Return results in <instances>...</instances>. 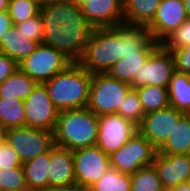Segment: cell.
Segmentation results:
<instances>
[{"mask_svg": "<svg viewBox=\"0 0 190 191\" xmlns=\"http://www.w3.org/2000/svg\"><path fill=\"white\" fill-rule=\"evenodd\" d=\"M40 14L44 25L42 43L78 62L93 30L81 8L70 0H51L40 9Z\"/></svg>", "mask_w": 190, "mask_h": 191, "instance_id": "6da1fadb", "label": "cell"}, {"mask_svg": "<svg viewBox=\"0 0 190 191\" xmlns=\"http://www.w3.org/2000/svg\"><path fill=\"white\" fill-rule=\"evenodd\" d=\"M93 74L78 62L43 83L58 111L86 108Z\"/></svg>", "mask_w": 190, "mask_h": 191, "instance_id": "7a4b0ae2", "label": "cell"}, {"mask_svg": "<svg viewBox=\"0 0 190 191\" xmlns=\"http://www.w3.org/2000/svg\"><path fill=\"white\" fill-rule=\"evenodd\" d=\"M54 134L56 146L75 151L95 146L98 116L86 108L59 111Z\"/></svg>", "mask_w": 190, "mask_h": 191, "instance_id": "3957f363", "label": "cell"}, {"mask_svg": "<svg viewBox=\"0 0 190 191\" xmlns=\"http://www.w3.org/2000/svg\"><path fill=\"white\" fill-rule=\"evenodd\" d=\"M124 57V43L119 26L93 28L78 63L91 74L106 73Z\"/></svg>", "mask_w": 190, "mask_h": 191, "instance_id": "277c9868", "label": "cell"}, {"mask_svg": "<svg viewBox=\"0 0 190 191\" xmlns=\"http://www.w3.org/2000/svg\"><path fill=\"white\" fill-rule=\"evenodd\" d=\"M130 89L129 84L116 80L107 73L93 74L87 108L97 116L117 113Z\"/></svg>", "mask_w": 190, "mask_h": 191, "instance_id": "5b68a950", "label": "cell"}, {"mask_svg": "<svg viewBox=\"0 0 190 191\" xmlns=\"http://www.w3.org/2000/svg\"><path fill=\"white\" fill-rule=\"evenodd\" d=\"M71 63L62 52L40 43L35 51L18 63V68L38 84L64 71Z\"/></svg>", "mask_w": 190, "mask_h": 191, "instance_id": "8992f818", "label": "cell"}, {"mask_svg": "<svg viewBox=\"0 0 190 191\" xmlns=\"http://www.w3.org/2000/svg\"><path fill=\"white\" fill-rule=\"evenodd\" d=\"M158 150L139 132L117 151L109 155L110 165L121 173L132 175L138 169L151 166Z\"/></svg>", "mask_w": 190, "mask_h": 191, "instance_id": "52a82bcc", "label": "cell"}, {"mask_svg": "<svg viewBox=\"0 0 190 191\" xmlns=\"http://www.w3.org/2000/svg\"><path fill=\"white\" fill-rule=\"evenodd\" d=\"M5 141L18 153L22 164L55 146L53 132L32 127L6 129Z\"/></svg>", "mask_w": 190, "mask_h": 191, "instance_id": "ba28073f", "label": "cell"}, {"mask_svg": "<svg viewBox=\"0 0 190 191\" xmlns=\"http://www.w3.org/2000/svg\"><path fill=\"white\" fill-rule=\"evenodd\" d=\"M175 71L174 56L171 51L159 45L148 57L137 73H135L131 89L144 85L168 88Z\"/></svg>", "mask_w": 190, "mask_h": 191, "instance_id": "9c48e42d", "label": "cell"}, {"mask_svg": "<svg viewBox=\"0 0 190 191\" xmlns=\"http://www.w3.org/2000/svg\"><path fill=\"white\" fill-rule=\"evenodd\" d=\"M26 127L54 132L59 111L44 84H36L24 100Z\"/></svg>", "mask_w": 190, "mask_h": 191, "instance_id": "30bf717a", "label": "cell"}, {"mask_svg": "<svg viewBox=\"0 0 190 191\" xmlns=\"http://www.w3.org/2000/svg\"><path fill=\"white\" fill-rule=\"evenodd\" d=\"M137 132V125L119 114L101 115L98 116L96 145L103 152L110 155L123 146Z\"/></svg>", "mask_w": 190, "mask_h": 191, "instance_id": "8fae6325", "label": "cell"}, {"mask_svg": "<svg viewBox=\"0 0 190 191\" xmlns=\"http://www.w3.org/2000/svg\"><path fill=\"white\" fill-rule=\"evenodd\" d=\"M75 181L85 187L97 182L111 167L109 155L97 145L73 151Z\"/></svg>", "mask_w": 190, "mask_h": 191, "instance_id": "7c38bea8", "label": "cell"}, {"mask_svg": "<svg viewBox=\"0 0 190 191\" xmlns=\"http://www.w3.org/2000/svg\"><path fill=\"white\" fill-rule=\"evenodd\" d=\"M183 115L184 113L171 106L146 113L137 126L138 132L158 150L166 142Z\"/></svg>", "mask_w": 190, "mask_h": 191, "instance_id": "4fadbf2b", "label": "cell"}, {"mask_svg": "<svg viewBox=\"0 0 190 191\" xmlns=\"http://www.w3.org/2000/svg\"><path fill=\"white\" fill-rule=\"evenodd\" d=\"M188 18L183 0H161L153 21L146 27L152 39L161 43Z\"/></svg>", "mask_w": 190, "mask_h": 191, "instance_id": "5bb4252c", "label": "cell"}, {"mask_svg": "<svg viewBox=\"0 0 190 191\" xmlns=\"http://www.w3.org/2000/svg\"><path fill=\"white\" fill-rule=\"evenodd\" d=\"M80 8L92 28H106L124 24L123 0H89Z\"/></svg>", "mask_w": 190, "mask_h": 191, "instance_id": "9a60e30c", "label": "cell"}, {"mask_svg": "<svg viewBox=\"0 0 190 191\" xmlns=\"http://www.w3.org/2000/svg\"><path fill=\"white\" fill-rule=\"evenodd\" d=\"M152 165L156 169L165 191L189 180L190 155H163L157 153Z\"/></svg>", "mask_w": 190, "mask_h": 191, "instance_id": "2e32d148", "label": "cell"}, {"mask_svg": "<svg viewBox=\"0 0 190 191\" xmlns=\"http://www.w3.org/2000/svg\"><path fill=\"white\" fill-rule=\"evenodd\" d=\"M47 172L49 188L76 183L73 151L55 145L50 151Z\"/></svg>", "mask_w": 190, "mask_h": 191, "instance_id": "e0dca14e", "label": "cell"}, {"mask_svg": "<svg viewBox=\"0 0 190 191\" xmlns=\"http://www.w3.org/2000/svg\"><path fill=\"white\" fill-rule=\"evenodd\" d=\"M119 36L124 43V57L129 53H152L160 45L144 26L119 25Z\"/></svg>", "mask_w": 190, "mask_h": 191, "instance_id": "ac0fdd59", "label": "cell"}, {"mask_svg": "<svg viewBox=\"0 0 190 191\" xmlns=\"http://www.w3.org/2000/svg\"><path fill=\"white\" fill-rule=\"evenodd\" d=\"M38 45V42L26 38L13 24L0 40V52L12 58L18 64L32 54Z\"/></svg>", "mask_w": 190, "mask_h": 191, "instance_id": "d6986e66", "label": "cell"}, {"mask_svg": "<svg viewBox=\"0 0 190 191\" xmlns=\"http://www.w3.org/2000/svg\"><path fill=\"white\" fill-rule=\"evenodd\" d=\"M161 0H123L124 24L147 27L154 19Z\"/></svg>", "mask_w": 190, "mask_h": 191, "instance_id": "ffe728a7", "label": "cell"}, {"mask_svg": "<svg viewBox=\"0 0 190 191\" xmlns=\"http://www.w3.org/2000/svg\"><path fill=\"white\" fill-rule=\"evenodd\" d=\"M163 155H190V122L185 114L178 120L166 142L158 149Z\"/></svg>", "mask_w": 190, "mask_h": 191, "instance_id": "44dd1931", "label": "cell"}, {"mask_svg": "<svg viewBox=\"0 0 190 191\" xmlns=\"http://www.w3.org/2000/svg\"><path fill=\"white\" fill-rule=\"evenodd\" d=\"M50 163V151L22 164L27 187L47 191L49 179L47 176Z\"/></svg>", "mask_w": 190, "mask_h": 191, "instance_id": "7402d4cb", "label": "cell"}, {"mask_svg": "<svg viewBox=\"0 0 190 191\" xmlns=\"http://www.w3.org/2000/svg\"><path fill=\"white\" fill-rule=\"evenodd\" d=\"M36 82L19 68L0 83V98L24 101L36 86Z\"/></svg>", "mask_w": 190, "mask_h": 191, "instance_id": "603a6c76", "label": "cell"}, {"mask_svg": "<svg viewBox=\"0 0 190 191\" xmlns=\"http://www.w3.org/2000/svg\"><path fill=\"white\" fill-rule=\"evenodd\" d=\"M171 107L186 113L190 110V74L174 71L168 86Z\"/></svg>", "mask_w": 190, "mask_h": 191, "instance_id": "cb8c5ba5", "label": "cell"}, {"mask_svg": "<svg viewBox=\"0 0 190 191\" xmlns=\"http://www.w3.org/2000/svg\"><path fill=\"white\" fill-rule=\"evenodd\" d=\"M151 53H129L114 64L106 73L121 82L131 84L135 73L143 67Z\"/></svg>", "mask_w": 190, "mask_h": 191, "instance_id": "d4e9b609", "label": "cell"}, {"mask_svg": "<svg viewBox=\"0 0 190 191\" xmlns=\"http://www.w3.org/2000/svg\"><path fill=\"white\" fill-rule=\"evenodd\" d=\"M0 125L5 129L26 127L24 101L0 98Z\"/></svg>", "mask_w": 190, "mask_h": 191, "instance_id": "484cf974", "label": "cell"}, {"mask_svg": "<svg viewBox=\"0 0 190 191\" xmlns=\"http://www.w3.org/2000/svg\"><path fill=\"white\" fill-rule=\"evenodd\" d=\"M144 113H149L170 106L168 88L144 85L135 89Z\"/></svg>", "mask_w": 190, "mask_h": 191, "instance_id": "4316f807", "label": "cell"}, {"mask_svg": "<svg viewBox=\"0 0 190 191\" xmlns=\"http://www.w3.org/2000/svg\"><path fill=\"white\" fill-rule=\"evenodd\" d=\"M91 191H131V175L110 167L93 185Z\"/></svg>", "mask_w": 190, "mask_h": 191, "instance_id": "83f0119b", "label": "cell"}, {"mask_svg": "<svg viewBox=\"0 0 190 191\" xmlns=\"http://www.w3.org/2000/svg\"><path fill=\"white\" fill-rule=\"evenodd\" d=\"M131 191H165L153 165L138 169L131 175Z\"/></svg>", "mask_w": 190, "mask_h": 191, "instance_id": "f1b7e54d", "label": "cell"}, {"mask_svg": "<svg viewBox=\"0 0 190 191\" xmlns=\"http://www.w3.org/2000/svg\"><path fill=\"white\" fill-rule=\"evenodd\" d=\"M116 114L139 125L145 115L142 104L135 89H130L120 104Z\"/></svg>", "mask_w": 190, "mask_h": 191, "instance_id": "f546056e", "label": "cell"}, {"mask_svg": "<svg viewBox=\"0 0 190 191\" xmlns=\"http://www.w3.org/2000/svg\"><path fill=\"white\" fill-rule=\"evenodd\" d=\"M40 9L30 0H9L7 11L15 25L37 16Z\"/></svg>", "mask_w": 190, "mask_h": 191, "instance_id": "4dcf8cb0", "label": "cell"}, {"mask_svg": "<svg viewBox=\"0 0 190 191\" xmlns=\"http://www.w3.org/2000/svg\"><path fill=\"white\" fill-rule=\"evenodd\" d=\"M27 188L23 166L0 170V191H21Z\"/></svg>", "mask_w": 190, "mask_h": 191, "instance_id": "1f68e13d", "label": "cell"}, {"mask_svg": "<svg viewBox=\"0 0 190 191\" xmlns=\"http://www.w3.org/2000/svg\"><path fill=\"white\" fill-rule=\"evenodd\" d=\"M190 44V17L183 25L167 36L160 45L167 51Z\"/></svg>", "mask_w": 190, "mask_h": 191, "instance_id": "d6a6232c", "label": "cell"}, {"mask_svg": "<svg viewBox=\"0 0 190 191\" xmlns=\"http://www.w3.org/2000/svg\"><path fill=\"white\" fill-rule=\"evenodd\" d=\"M19 32H22L24 36L39 44L43 41L44 25L41 14L30 18L22 23L15 24Z\"/></svg>", "mask_w": 190, "mask_h": 191, "instance_id": "836d02e7", "label": "cell"}, {"mask_svg": "<svg viewBox=\"0 0 190 191\" xmlns=\"http://www.w3.org/2000/svg\"><path fill=\"white\" fill-rule=\"evenodd\" d=\"M22 163L18 153L12 149V147L4 141L0 144V170L12 169L14 167H20Z\"/></svg>", "mask_w": 190, "mask_h": 191, "instance_id": "e575fe53", "label": "cell"}, {"mask_svg": "<svg viewBox=\"0 0 190 191\" xmlns=\"http://www.w3.org/2000/svg\"><path fill=\"white\" fill-rule=\"evenodd\" d=\"M174 56L175 70L190 74V44L171 51Z\"/></svg>", "mask_w": 190, "mask_h": 191, "instance_id": "d590c367", "label": "cell"}, {"mask_svg": "<svg viewBox=\"0 0 190 191\" xmlns=\"http://www.w3.org/2000/svg\"><path fill=\"white\" fill-rule=\"evenodd\" d=\"M18 69V64L10 57L0 52V83Z\"/></svg>", "mask_w": 190, "mask_h": 191, "instance_id": "8d00e7d4", "label": "cell"}, {"mask_svg": "<svg viewBox=\"0 0 190 191\" xmlns=\"http://www.w3.org/2000/svg\"><path fill=\"white\" fill-rule=\"evenodd\" d=\"M13 25L8 11L0 12V40L4 33Z\"/></svg>", "mask_w": 190, "mask_h": 191, "instance_id": "74e56055", "label": "cell"}, {"mask_svg": "<svg viewBox=\"0 0 190 191\" xmlns=\"http://www.w3.org/2000/svg\"><path fill=\"white\" fill-rule=\"evenodd\" d=\"M47 191H91V190L90 187H85L82 186L81 184L73 183L71 185L49 188Z\"/></svg>", "mask_w": 190, "mask_h": 191, "instance_id": "f35d334b", "label": "cell"}, {"mask_svg": "<svg viewBox=\"0 0 190 191\" xmlns=\"http://www.w3.org/2000/svg\"><path fill=\"white\" fill-rule=\"evenodd\" d=\"M166 191H190V184L188 182L181 183L176 187L168 189Z\"/></svg>", "mask_w": 190, "mask_h": 191, "instance_id": "ab89813d", "label": "cell"}, {"mask_svg": "<svg viewBox=\"0 0 190 191\" xmlns=\"http://www.w3.org/2000/svg\"><path fill=\"white\" fill-rule=\"evenodd\" d=\"M35 3L38 7L42 8L49 4L51 0H30Z\"/></svg>", "mask_w": 190, "mask_h": 191, "instance_id": "60d3db41", "label": "cell"}, {"mask_svg": "<svg viewBox=\"0 0 190 191\" xmlns=\"http://www.w3.org/2000/svg\"><path fill=\"white\" fill-rule=\"evenodd\" d=\"M9 0H0V12L8 10Z\"/></svg>", "mask_w": 190, "mask_h": 191, "instance_id": "b9f144b4", "label": "cell"}, {"mask_svg": "<svg viewBox=\"0 0 190 191\" xmlns=\"http://www.w3.org/2000/svg\"><path fill=\"white\" fill-rule=\"evenodd\" d=\"M6 139V129L0 125V144Z\"/></svg>", "mask_w": 190, "mask_h": 191, "instance_id": "7bdbcfd3", "label": "cell"}, {"mask_svg": "<svg viewBox=\"0 0 190 191\" xmlns=\"http://www.w3.org/2000/svg\"><path fill=\"white\" fill-rule=\"evenodd\" d=\"M187 16L190 17V0H183Z\"/></svg>", "mask_w": 190, "mask_h": 191, "instance_id": "ee69618b", "label": "cell"}, {"mask_svg": "<svg viewBox=\"0 0 190 191\" xmlns=\"http://www.w3.org/2000/svg\"><path fill=\"white\" fill-rule=\"evenodd\" d=\"M71 2H73L74 4H76L78 7H80L81 5H83L86 2H89V0H70Z\"/></svg>", "mask_w": 190, "mask_h": 191, "instance_id": "f6af8a7d", "label": "cell"}, {"mask_svg": "<svg viewBox=\"0 0 190 191\" xmlns=\"http://www.w3.org/2000/svg\"><path fill=\"white\" fill-rule=\"evenodd\" d=\"M21 191H44V190L27 187L25 189H22Z\"/></svg>", "mask_w": 190, "mask_h": 191, "instance_id": "bcb514c9", "label": "cell"}, {"mask_svg": "<svg viewBox=\"0 0 190 191\" xmlns=\"http://www.w3.org/2000/svg\"><path fill=\"white\" fill-rule=\"evenodd\" d=\"M185 116L189 119V122H190V110H188V111L185 113Z\"/></svg>", "mask_w": 190, "mask_h": 191, "instance_id": "7dc6e473", "label": "cell"}]
</instances>
